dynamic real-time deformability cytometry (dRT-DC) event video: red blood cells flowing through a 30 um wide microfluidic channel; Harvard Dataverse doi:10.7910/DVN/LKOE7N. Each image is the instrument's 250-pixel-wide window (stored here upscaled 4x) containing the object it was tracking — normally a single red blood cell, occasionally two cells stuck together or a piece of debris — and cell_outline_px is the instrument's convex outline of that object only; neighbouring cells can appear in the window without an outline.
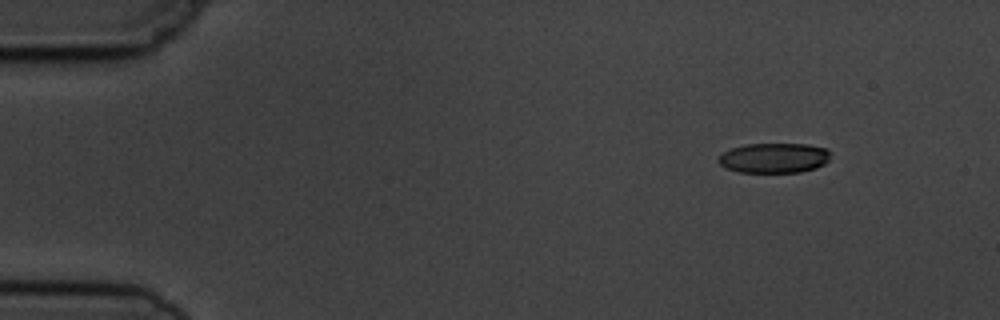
{"species": "common noctule bat (a hibernating species)", "species_latin": "Nyctalus noctula", "temperature_condition": "cold", "stored_images_in_passage": 3, "camera_frame_rate_fps": 3000, "um_per_image_px": 0.085, "animal": {"sex": "male", "body_mass_g": 19.5, "forearm_length_mm": 54.6}, "frame": {"image": 1, "passage_image": 1, "time_ms": 0.0, "image_size_px": [1000, 320], "cell_outline_px": [[828, 160], [824, 164], [816, 168], [800, 172], [740, 172], [724, 168], [716, 160], [724, 152], [732, 148], [744, 144], [808, 144], [824, 148], [828, 152]], "centroid_in_image_um": [65.75, 13.43], "position_along_channel_um": 19.2, "area_um2": 19.48}}
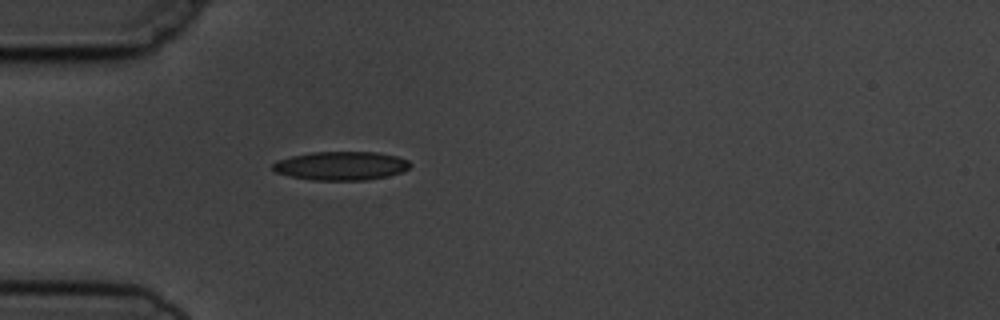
{"frame": {"image": 2, "passage_image": 3, "time_ms": 3.333, "image_size_px": [1000, 320], "cell_outline_px": [[412, 164], [408, 168], [400, 172], [388, 176], [368, 180], [312, 180], [292, 176], [276, 172], [272, 168], [272, 164], [276, 160], [292, 156], [312, 152], [376, 152], [396, 156], [408, 160]], "centroid_in_image_um": [28.99, 14.09], "position_along_channel_um": 56.0, "area_um2": 22.89}}